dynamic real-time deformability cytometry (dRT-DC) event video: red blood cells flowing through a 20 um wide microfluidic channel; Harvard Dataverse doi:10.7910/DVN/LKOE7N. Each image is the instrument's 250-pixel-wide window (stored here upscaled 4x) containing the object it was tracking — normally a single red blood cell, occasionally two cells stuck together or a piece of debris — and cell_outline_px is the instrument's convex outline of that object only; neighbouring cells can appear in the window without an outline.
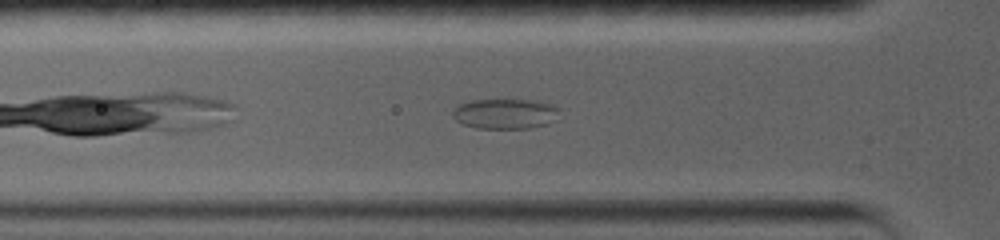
{"species": "common noctule bat (a hibernating species)", "species_latin": "Nyctalus noctula", "temperature_condition": "warm", "stored_images_in_passage": 42, "camera_frame_rate_fps": 5000, "um_per_image_px": 0.085, "animal": {"sex": "female", "body_mass_g": 19.0, "forearm_length_mm": 56.7}, "frame": {"image": 1, "passage_image": 10, "time_ms": 2.0, "image_size_px": [1000, 240], "cell_outline_px": [[560, 108], [556, 120], [548, 124], [528, 128], [476, 128], [464, 124], [456, 120], [452, 116], [452, 112], [460, 104], [472, 100], [536, 100], [552, 104]], "centroid_in_image_um": [42.98, 9.67], "position_along_channel_um": 82.8, "area_um2": 18.79}}
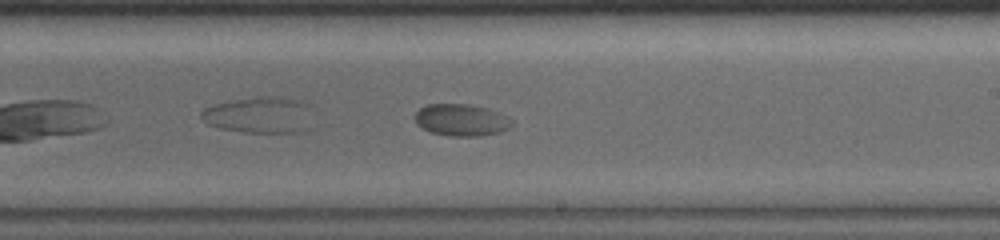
{"frame": {"image": 2, "passage_image": 29, "time_ms": 6.8, "image_size_px": [1000, 240], "cell_outline_px": [[512, 124], [508, 128], [500, 132], [480, 136], [448, 136], [432, 132], [416, 124], [416, 112], [420, 108], [428, 104], [468, 104], [488, 108], [512, 120]], "centroid_in_image_um": [39.2, 10.2], "position_along_channel_um": 249.8, "area_um2": 17.8}}
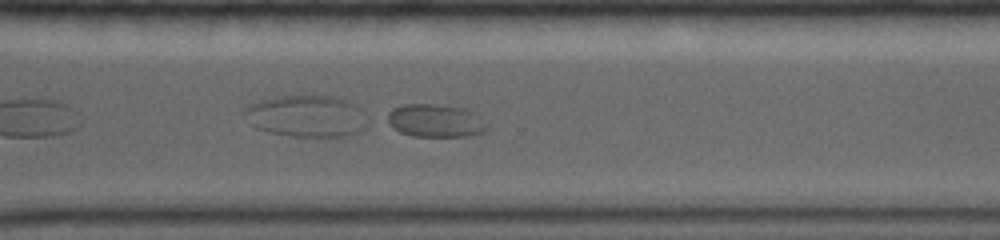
{"frame": {"image": 3, "passage_image": 37, "time_ms": 9.2, "image_size_px": [1000, 240], "cell_outline_px": [[488, 128], [484, 132], [468, 136], [412, 136], [400, 132], [392, 128], [388, 124], [388, 112], [392, 108], [404, 104], [436, 104], [464, 108], [472, 112], [488, 124]], "centroid_in_image_um": [36.99, 10.26], "position_along_channel_um": 333.6, "area_um2": 19.19}}